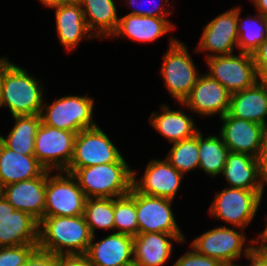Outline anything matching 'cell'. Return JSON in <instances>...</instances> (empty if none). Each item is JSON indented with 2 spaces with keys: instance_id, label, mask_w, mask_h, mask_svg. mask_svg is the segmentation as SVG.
<instances>
[{
  "instance_id": "f1b7e54d",
  "label": "cell",
  "mask_w": 267,
  "mask_h": 266,
  "mask_svg": "<svg viewBox=\"0 0 267 266\" xmlns=\"http://www.w3.org/2000/svg\"><path fill=\"white\" fill-rule=\"evenodd\" d=\"M203 135L200 130L198 132L199 169H202L206 175L216 178L223 172L229 149L220 134L206 137Z\"/></svg>"
},
{
  "instance_id": "e0dca14e",
  "label": "cell",
  "mask_w": 267,
  "mask_h": 266,
  "mask_svg": "<svg viewBox=\"0 0 267 266\" xmlns=\"http://www.w3.org/2000/svg\"><path fill=\"white\" fill-rule=\"evenodd\" d=\"M85 253V257L91 266H134V237L111 232L97 242H93Z\"/></svg>"
},
{
  "instance_id": "7a4b0ae2",
  "label": "cell",
  "mask_w": 267,
  "mask_h": 266,
  "mask_svg": "<svg viewBox=\"0 0 267 266\" xmlns=\"http://www.w3.org/2000/svg\"><path fill=\"white\" fill-rule=\"evenodd\" d=\"M33 76L5 55L0 108H8L11 116L40 115L45 90L42 82Z\"/></svg>"
},
{
  "instance_id": "603a6c76",
  "label": "cell",
  "mask_w": 267,
  "mask_h": 266,
  "mask_svg": "<svg viewBox=\"0 0 267 266\" xmlns=\"http://www.w3.org/2000/svg\"><path fill=\"white\" fill-rule=\"evenodd\" d=\"M161 111H152L149 122L169 144L194 137L200 130L184 109L172 110L166 103L160 106Z\"/></svg>"
},
{
  "instance_id": "9c48e42d",
  "label": "cell",
  "mask_w": 267,
  "mask_h": 266,
  "mask_svg": "<svg viewBox=\"0 0 267 266\" xmlns=\"http://www.w3.org/2000/svg\"><path fill=\"white\" fill-rule=\"evenodd\" d=\"M114 162H126V160L98 125L76 134L73 158L65 172L73 174L78 168Z\"/></svg>"
},
{
  "instance_id": "5bb4252c",
  "label": "cell",
  "mask_w": 267,
  "mask_h": 266,
  "mask_svg": "<svg viewBox=\"0 0 267 266\" xmlns=\"http://www.w3.org/2000/svg\"><path fill=\"white\" fill-rule=\"evenodd\" d=\"M171 199L148 196L135 190L138 234H184L177 224Z\"/></svg>"
},
{
  "instance_id": "8d00e7d4",
  "label": "cell",
  "mask_w": 267,
  "mask_h": 266,
  "mask_svg": "<svg viewBox=\"0 0 267 266\" xmlns=\"http://www.w3.org/2000/svg\"><path fill=\"white\" fill-rule=\"evenodd\" d=\"M23 266H56V254L37 247Z\"/></svg>"
},
{
  "instance_id": "1f68e13d",
  "label": "cell",
  "mask_w": 267,
  "mask_h": 266,
  "mask_svg": "<svg viewBox=\"0 0 267 266\" xmlns=\"http://www.w3.org/2000/svg\"><path fill=\"white\" fill-rule=\"evenodd\" d=\"M198 133L191 138L171 144L165 159L184 176L199 169Z\"/></svg>"
},
{
  "instance_id": "bcb514c9",
  "label": "cell",
  "mask_w": 267,
  "mask_h": 266,
  "mask_svg": "<svg viewBox=\"0 0 267 266\" xmlns=\"http://www.w3.org/2000/svg\"><path fill=\"white\" fill-rule=\"evenodd\" d=\"M265 228H264V230H262V232L261 233H258V236H257V238H259V239H263L266 243H267V218L265 219Z\"/></svg>"
},
{
  "instance_id": "d6986e66",
  "label": "cell",
  "mask_w": 267,
  "mask_h": 266,
  "mask_svg": "<svg viewBox=\"0 0 267 266\" xmlns=\"http://www.w3.org/2000/svg\"><path fill=\"white\" fill-rule=\"evenodd\" d=\"M184 234L144 233L134 237V266H163L172 258L173 242L184 243Z\"/></svg>"
},
{
  "instance_id": "4fadbf2b",
  "label": "cell",
  "mask_w": 267,
  "mask_h": 266,
  "mask_svg": "<svg viewBox=\"0 0 267 266\" xmlns=\"http://www.w3.org/2000/svg\"><path fill=\"white\" fill-rule=\"evenodd\" d=\"M140 178L133 169L132 187L142 194L174 200L184 175L166 159H151Z\"/></svg>"
},
{
  "instance_id": "9a60e30c",
  "label": "cell",
  "mask_w": 267,
  "mask_h": 266,
  "mask_svg": "<svg viewBox=\"0 0 267 266\" xmlns=\"http://www.w3.org/2000/svg\"><path fill=\"white\" fill-rule=\"evenodd\" d=\"M230 99L231 93L224 86L203 73L191 89L189 96L179 105L187 108L191 114H199L203 118L214 115L220 118L228 113Z\"/></svg>"
},
{
  "instance_id": "3957f363",
  "label": "cell",
  "mask_w": 267,
  "mask_h": 266,
  "mask_svg": "<svg viewBox=\"0 0 267 266\" xmlns=\"http://www.w3.org/2000/svg\"><path fill=\"white\" fill-rule=\"evenodd\" d=\"M86 198H116L132 188L133 169L128 162H114L78 168L72 174Z\"/></svg>"
},
{
  "instance_id": "f6af8a7d",
  "label": "cell",
  "mask_w": 267,
  "mask_h": 266,
  "mask_svg": "<svg viewBox=\"0 0 267 266\" xmlns=\"http://www.w3.org/2000/svg\"><path fill=\"white\" fill-rule=\"evenodd\" d=\"M3 83H4V56L0 57V103H1Z\"/></svg>"
},
{
  "instance_id": "83f0119b",
  "label": "cell",
  "mask_w": 267,
  "mask_h": 266,
  "mask_svg": "<svg viewBox=\"0 0 267 266\" xmlns=\"http://www.w3.org/2000/svg\"><path fill=\"white\" fill-rule=\"evenodd\" d=\"M14 125L9 134H0V141L10 150L22 155H34L35 137L41 124L40 115L12 116Z\"/></svg>"
},
{
  "instance_id": "c3c4849f",
  "label": "cell",
  "mask_w": 267,
  "mask_h": 266,
  "mask_svg": "<svg viewBox=\"0 0 267 266\" xmlns=\"http://www.w3.org/2000/svg\"><path fill=\"white\" fill-rule=\"evenodd\" d=\"M67 1H73V2H78L79 0H67Z\"/></svg>"
},
{
  "instance_id": "ab89813d",
  "label": "cell",
  "mask_w": 267,
  "mask_h": 266,
  "mask_svg": "<svg viewBox=\"0 0 267 266\" xmlns=\"http://www.w3.org/2000/svg\"><path fill=\"white\" fill-rule=\"evenodd\" d=\"M56 266H91L85 255H56Z\"/></svg>"
},
{
  "instance_id": "4dcf8cb0",
  "label": "cell",
  "mask_w": 267,
  "mask_h": 266,
  "mask_svg": "<svg viewBox=\"0 0 267 266\" xmlns=\"http://www.w3.org/2000/svg\"><path fill=\"white\" fill-rule=\"evenodd\" d=\"M83 216L92 236L97 229L114 230V198H86Z\"/></svg>"
},
{
  "instance_id": "836d02e7",
  "label": "cell",
  "mask_w": 267,
  "mask_h": 266,
  "mask_svg": "<svg viewBox=\"0 0 267 266\" xmlns=\"http://www.w3.org/2000/svg\"><path fill=\"white\" fill-rule=\"evenodd\" d=\"M126 3L125 5L129 6V8L132 10L128 14H133V15H140V16H152V17H159V18H168L171 16L172 9H175L171 2L169 0H158L159 3L155 5L152 4L156 0H143L142 2L144 4H148L149 1L152 5H147V7H144L145 5L143 3H140L139 0H124ZM161 2V3H160ZM163 2H165L163 4ZM139 3V6L138 4ZM167 4V5H166ZM143 5V6H142ZM167 7V8H166Z\"/></svg>"
},
{
  "instance_id": "7c38bea8",
  "label": "cell",
  "mask_w": 267,
  "mask_h": 266,
  "mask_svg": "<svg viewBox=\"0 0 267 266\" xmlns=\"http://www.w3.org/2000/svg\"><path fill=\"white\" fill-rule=\"evenodd\" d=\"M237 23V6L215 16L203 27L194 53L205 52V59L234 54L238 50Z\"/></svg>"
},
{
  "instance_id": "52a82bcc",
  "label": "cell",
  "mask_w": 267,
  "mask_h": 266,
  "mask_svg": "<svg viewBox=\"0 0 267 266\" xmlns=\"http://www.w3.org/2000/svg\"><path fill=\"white\" fill-rule=\"evenodd\" d=\"M264 191L226 186L213 197L209 216L233 227L246 229L259 211Z\"/></svg>"
},
{
  "instance_id": "277c9868",
  "label": "cell",
  "mask_w": 267,
  "mask_h": 266,
  "mask_svg": "<svg viewBox=\"0 0 267 266\" xmlns=\"http://www.w3.org/2000/svg\"><path fill=\"white\" fill-rule=\"evenodd\" d=\"M187 45L175 38L169 37V46L164 53L160 67L161 79L175 102L183 103L201 75Z\"/></svg>"
},
{
  "instance_id": "2e32d148",
  "label": "cell",
  "mask_w": 267,
  "mask_h": 266,
  "mask_svg": "<svg viewBox=\"0 0 267 266\" xmlns=\"http://www.w3.org/2000/svg\"><path fill=\"white\" fill-rule=\"evenodd\" d=\"M218 119L223 123L218 134L221 135L229 152L245 153L258 158L267 127L230 116L228 113Z\"/></svg>"
},
{
  "instance_id": "44dd1931",
  "label": "cell",
  "mask_w": 267,
  "mask_h": 266,
  "mask_svg": "<svg viewBox=\"0 0 267 266\" xmlns=\"http://www.w3.org/2000/svg\"><path fill=\"white\" fill-rule=\"evenodd\" d=\"M169 18L126 14L119 18L116 31L109 39L132 40V42L151 43L162 38L175 28Z\"/></svg>"
},
{
  "instance_id": "30bf717a",
  "label": "cell",
  "mask_w": 267,
  "mask_h": 266,
  "mask_svg": "<svg viewBox=\"0 0 267 266\" xmlns=\"http://www.w3.org/2000/svg\"><path fill=\"white\" fill-rule=\"evenodd\" d=\"M206 63L209 68L206 74L231 94L247 89L260 80L252 54L239 52V55L213 56L206 59Z\"/></svg>"
},
{
  "instance_id": "ba28073f",
  "label": "cell",
  "mask_w": 267,
  "mask_h": 266,
  "mask_svg": "<svg viewBox=\"0 0 267 266\" xmlns=\"http://www.w3.org/2000/svg\"><path fill=\"white\" fill-rule=\"evenodd\" d=\"M85 201L86 196L72 174L47 170L44 216L83 215Z\"/></svg>"
},
{
  "instance_id": "d590c367",
  "label": "cell",
  "mask_w": 267,
  "mask_h": 266,
  "mask_svg": "<svg viewBox=\"0 0 267 266\" xmlns=\"http://www.w3.org/2000/svg\"><path fill=\"white\" fill-rule=\"evenodd\" d=\"M172 266H224L218 260L199 254L192 246Z\"/></svg>"
},
{
  "instance_id": "7dc6e473",
  "label": "cell",
  "mask_w": 267,
  "mask_h": 266,
  "mask_svg": "<svg viewBox=\"0 0 267 266\" xmlns=\"http://www.w3.org/2000/svg\"><path fill=\"white\" fill-rule=\"evenodd\" d=\"M248 261V264L247 265H238L236 263H231V264H228V265H224V266H256V264L254 263V261L250 258L247 260Z\"/></svg>"
},
{
  "instance_id": "6da1fadb",
  "label": "cell",
  "mask_w": 267,
  "mask_h": 266,
  "mask_svg": "<svg viewBox=\"0 0 267 266\" xmlns=\"http://www.w3.org/2000/svg\"><path fill=\"white\" fill-rule=\"evenodd\" d=\"M92 234L83 215L44 216L39 221L38 248L60 255H85Z\"/></svg>"
},
{
  "instance_id": "d6a6232c",
  "label": "cell",
  "mask_w": 267,
  "mask_h": 266,
  "mask_svg": "<svg viewBox=\"0 0 267 266\" xmlns=\"http://www.w3.org/2000/svg\"><path fill=\"white\" fill-rule=\"evenodd\" d=\"M114 231L135 237L138 234L135 189L124 196L114 198Z\"/></svg>"
},
{
  "instance_id": "60d3db41",
  "label": "cell",
  "mask_w": 267,
  "mask_h": 266,
  "mask_svg": "<svg viewBox=\"0 0 267 266\" xmlns=\"http://www.w3.org/2000/svg\"><path fill=\"white\" fill-rule=\"evenodd\" d=\"M257 159L259 163L260 178L265 188V186L267 187V133Z\"/></svg>"
},
{
  "instance_id": "8992f818",
  "label": "cell",
  "mask_w": 267,
  "mask_h": 266,
  "mask_svg": "<svg viewBox=\"0 0 267 266\" xmlns=\"http://www.w3.org/2000/svg\"><path fill=\"white\" fill-rule=\"evenodd\" d=\"M94 98L88 96L67 95L44 103L41 109V122L53 128L78 133L84 129L98 126L94 118Z\"/></svg>"
},
{
  "instance_id": "ac0fdd59",
  "label": "cell",
  "mask_w": 267,
  "mask_h": 266,
  "mask_svg": "<svg viewBox=\"0 0 267 266\" xmlns=\"http://www.w3.org/2000/svg\"><path fill=\"white\" fill-rule=\"evenodd\" d=\"M47 170L39 177L0 188L3 197L15 208L30 214L38 222L44 217Z\"/></svg>"
},
{
  "instance_id": "f546056e",
  "label": "cell",
  "mask_w": 267,
  "mask_h": 266,
  "mask_svg": "<svg viewBox=\"0 0 267 266\" xmlns=\"http://www.w3.org/2000/svg\"><path fill=\"white\" fill-rule=\"evenodd\" d=\"M242 6H237L238 52L253 54L267 39V20L260 13L243 18Z\"/></svg>"
},
{
  "instance_id": "ee69618b",
  "label": "cell",
  "mask_w": 267,
  "mask_h": 266,
  "mask_svg": "<svg viewBox=\"0 0 267 266\" xmlns=\"http://www.w3.org/2000/svg\"><path fill=\"white\" fill-rule=\"evenodd\" d=\"M39 2L41 3V5L45 6V8L47 7L49 9V8L57 7L68 1L67 0H39Z\"/></svg>"
},
{
  "instance_id": "d4e9b609",
  "label": "cell",
  "mask_w": 267,
  "mask_h": 266,
  "mask_svg": "<svg viewBox=\"0 0 267 266\" xmlns=\"http://www.w3.org/2000/svg\"><path fill=\"white\" fill-rule=\"evenodd\" d=\"M221 176L225 177L228 187L265 190L258 159L249 154L229 152Z\"/></svg>"
},
{
  "instance_id": "74e56055",
  "label": "cell",
  "mask_w": 267,
  "mask_h": 266,
  "mask_svg": "<svg viewBox=\"0 0 267 266\" xmlns=\"http://www.w3.org/2000/svg\"><path fill=\"white\" fill-rule=\"evenodd\" d=\"M256 66V72L260 80H267V39L252 54Z\"/></svg>"
},
{
  "instance_id": "7bdbcfd3",
  "label": "cell",
  "mask_w": 267,
  "mask_h": 266,
  "mask_svg": "<svg viewBox=\"0 0 267 266\" xmlns=\"http://www.w3.org/2000/svg\"><path fill=\"white\" fill-rule=\"evenodd\" d=\"M252 5H254L257 13H260L262 16L267 17V0H250Z\"/></svg>"
},
{
  "instance_id": "8fae6325",
  "label": "cell",
  "mask_w": 267,
  "mask_h": 266,
  "mask_svg": "<svg viewBox=\"0 0 267 266\" xmlns=\"http://www.w3.org/2000/svg\"><path fill=\"white\" fill-rule=\"evenodd\" d=\"M76 133L53 128L41 122L38 127L34 156L50 171H65L73 158Z\"/></svg>"
},
{
  "instance_id": "b9f144b4",
  "label": "cell",
  "mask_w": 267,
  "mask_h": 266,
  "mask_svg": "<svg viewBox=\"0 0 267 266\" xmlns=\"http://www.w3.org/2000/svg\"><path fill=\"white\" fill-rule=\"evenodd\" d=\"M14 210L15 208L0 193V221Z\"/></svg>"
},
{
  "instance_id": "cb8c5ba5",
  "label": "cell",
  "mask_w": 267,
  "mask_h": 266,
  "mask_svg": "<svg viewBox=\"0 0 267 266\" xmlns=\"http://www.w3.org/2000/svg\"><path fill=\"white\" fill-rule=\"evenodd\" d=\"M45 167L34 155H22L0 141V188L41 176Z\"/></svg>"
},
{
  "instance_id": "7402d4cb",
  "label": "cell",
  "mask_w": 267,
  "mask_h": 266,
  "mask_svg": "<svg viewBox=\"0 0 267 266\" xmlns=\"http://www.w3.org/2000/svg\"><path fill=\"white\" fill-rule=\"evenodd\" d=\"M228 114L267 127V80L231 94Z\"/></svg>"
},
{
  "instance_id": "484cf974",
  "label": "cell",
  "mask_w": 267,
  "mask_h": 266,
  "mask_svg": "<svg viewBox=\"0 0 267 266\" xmlns=\"http://www.w3.org/2000/svg\"><path fill=\"white\" fill-rule=\"evenodd\" d=\"M38 227L30 214L14 210L0 221V247L38 244Z\"/></svg>"
},
{
  "instance_id": "5b68a950",
  "label": "cell",
  "mask_w": 267,
  "mask_h": 266,
  "mask_svg": "<svg viewBox=\"0 0 267 266\" xmlns=\"http://www.w3.org/2000/svg\"><path fill=\"white\" fill-rule=\"evenodd\" d=\"M243 230L245 229L226 225L211 228L194 238L190 246L199 254L214 258L223 265L235 263L243 254L250 259L252 246L259 238L247 240Z\"/></svg>"
},
{
  "instance_id": "4316f807",
  "label": "cell",
  "mask_w": 267,
  "mask_h": 266,
  "mask_svg": "<svg viewBox=\"0 0 267 266\" xmlns=\"http://www.w3.org/2000/svg\"><path fill=\"white\" fill-rule=\"evenodd\" d=\"M88 29L96 39H109L119 24L114 0H79Z\"/></svg>"
},
{
  "instance_id": "f35d334b",
  "label": "cell",
  "mask_w": 267,
  "mask_h": 266,
  "mask_svg": "<svg viewBox=\"0 0 267 266\" xmlns=\"http://www.w3.org/2000/svg\"><path fill=\"white\" fill-rule=\"evenodd\" d=\"M250 258L256 266H267V243L263 239L254 242Z\"/></svg>"
},
{
  "instance_id": "e575fe53",
  "label": "cell",
  "mask_w": 267,
  "mask_h": 266,
  "mask_svg": "<svg viewBox=\"0 0 267 266\" xmlns=\"http://www.w3.org/2000/svg\"><path fill=\"white\" fill-rule=\"evenodd\" d=\"M37 245L0 247V266H23Z\"/></svg>"
},
{
  "instance_id": "ffe728a7",
  "label": "cell",
  "mask_w": 267,
  "mask_h": 266,
  "mask_svg": "<svg viewBox=\"0 0 267 266\" xmlns=\"http://www.w3.org/2000/svg\"><path fill=\"white\" fill-rule=\"evenodd\" d=\"M51 9L55 10L56 35L67 52L78 49L84 39L96 38L87 27L79 2L68 1Z\"/></svg>"
}]
</instances>
